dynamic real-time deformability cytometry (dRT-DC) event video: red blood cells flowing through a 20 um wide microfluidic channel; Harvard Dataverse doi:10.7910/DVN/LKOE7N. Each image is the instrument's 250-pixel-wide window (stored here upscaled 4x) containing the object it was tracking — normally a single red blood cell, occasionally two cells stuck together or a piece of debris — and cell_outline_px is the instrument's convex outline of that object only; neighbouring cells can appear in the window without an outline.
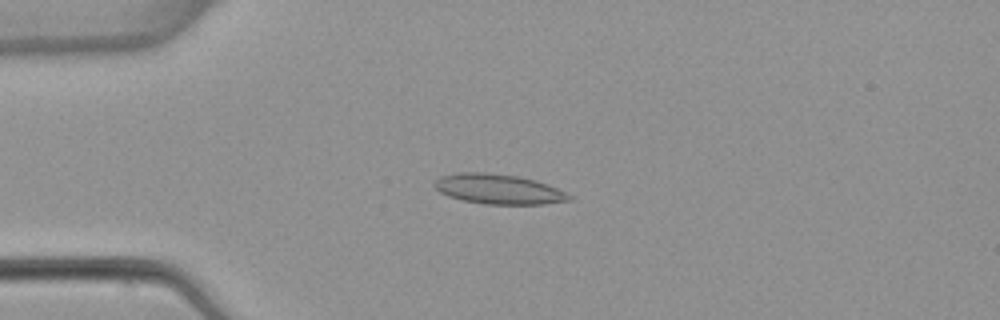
{"species": "common noctule bat (a hibernating species)", "species_latin": "Nyctalus noctula", "temperature_condition": "warm", "stored_images_in_passage": 5, "camera_frame_rate_fps": 3000, "um_per_image_px": 0.085, "animal": {"sex": "female", "body_mass_g": 22.7, "forearm_length_mm": 54.2}, "frame": {"image": 1, "passage_image": 4, "time_ms": 3.667, "image_size_px": [1000, 320], "cell_outline_px": [[572, 200], [544, 204], [484, 204], [464, 200], [448, 196], [440, 192], [432, 184], [440, 176], [456, 172], [484, 172], [516, 176], [536, 180], [568, 192], [572, 196]], "centroid_in_image_um": [42.38, 16.07], "position_along_channel_um": 42.6, "area_um2": 23.58}}